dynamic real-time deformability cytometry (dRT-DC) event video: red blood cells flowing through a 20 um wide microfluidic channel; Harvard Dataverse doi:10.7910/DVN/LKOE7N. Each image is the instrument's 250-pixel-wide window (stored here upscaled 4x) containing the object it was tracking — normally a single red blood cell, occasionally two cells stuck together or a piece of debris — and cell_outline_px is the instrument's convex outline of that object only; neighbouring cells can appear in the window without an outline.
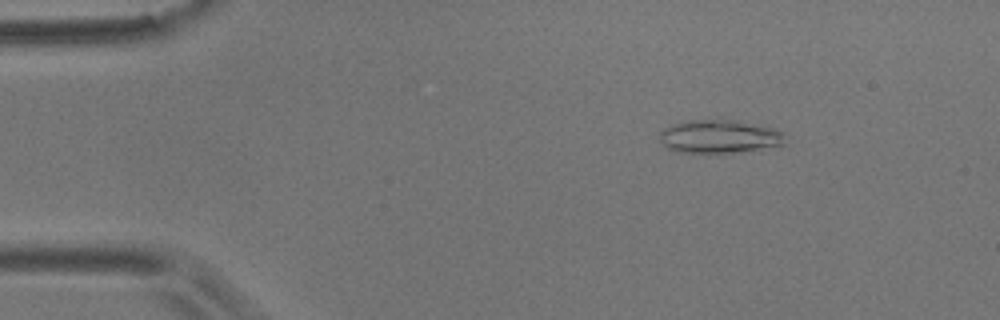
{"species": "common noctule bat (a hibernating species)", "species_latin": "Nyctalus noctula", "temperature_condition": "room temperature", "stored_images_in_passage": 56, "camera_frame_rate_fps": 3000, "um_per_image_px": 0.085, "animal": {"sex": "male", "body_mass_g": 17.9}, "frame": {"image": 1, "passage_image": 8, "time_ms": 2.333, "image_size_px": [1000, 320], "cell_outline_px": [[784, 144], [736, 152], [676, 152], [668, 148], [660, 140], [660, 132], [664, 128], [672, 124], [684, 120], [716, 116], [736, 120], [772, 128], [784, 132]], "centroid_in_image_um": [61.09, 11.54], "position_along_channel_um": 23.9, "area_um2": 24.74}}
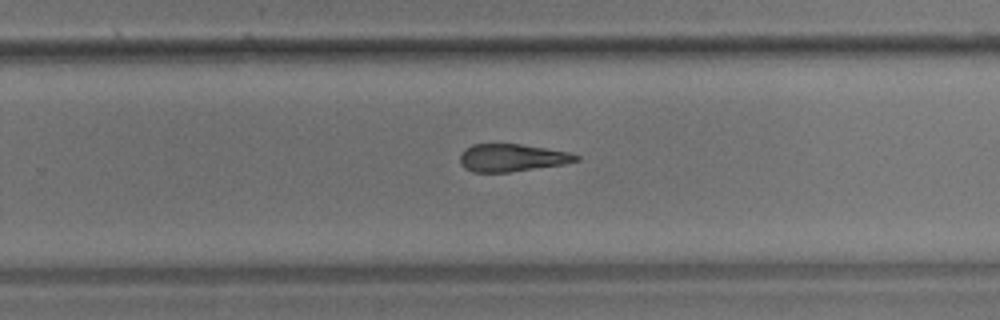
{"frame": {"image": 2, "passage_image": 36, "time_ms": 11.667, "image_size_px": [1000, 320], "cell_outline_px": [[580, 160], [564, 164], [508, 172], [472, 172], [464, 168], [460, 164], [460, 156], [464, 148], [472, 144], [520, 144], [568, 152], [580, 156]], "centroid_in_image_um": [43.48, 13.41], "position_along_channel_um": 286.3, "area_um2": 18.61}}
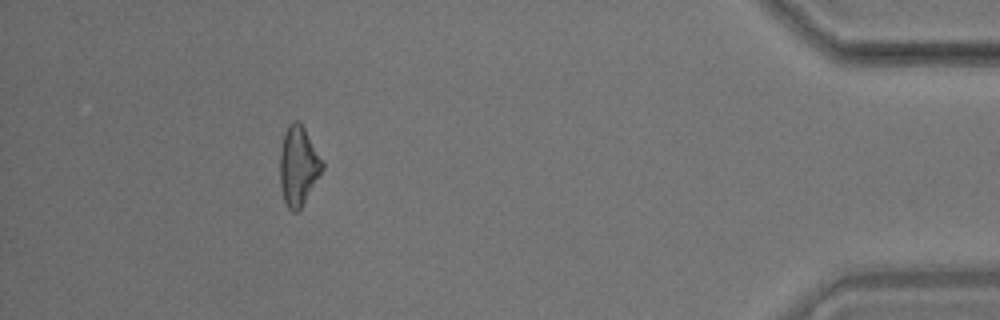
{"frame": {"image": 3, "passage_image": 51, "time_ms": 16.667, "image_size_px": [1000, 320], "cell_outline_px": [[324, 168], [300, 208], [296, 212], [292, 212], [288, 208], [284, 200], [280, 184], [280, 152], [284, 132], [288, 124], [292, 120], [296, 120], [304, 128], [324, 160]], "centroid_in_image_um": [25.36, 14.07], "position_along_channel_um": 409.8, "area_um2": 19.54}, "authors_computed_cell_mechanics": {"area_um2": 19.9699, "velocity_mm_per_s": 3.5737, "shape_relaxation_time_tau1_ms": null, "shape_relaxation_time_tau2_ms": 8.0442, "deformation_change_tau1": null, "deformation_change_tau2": 0.2374}}